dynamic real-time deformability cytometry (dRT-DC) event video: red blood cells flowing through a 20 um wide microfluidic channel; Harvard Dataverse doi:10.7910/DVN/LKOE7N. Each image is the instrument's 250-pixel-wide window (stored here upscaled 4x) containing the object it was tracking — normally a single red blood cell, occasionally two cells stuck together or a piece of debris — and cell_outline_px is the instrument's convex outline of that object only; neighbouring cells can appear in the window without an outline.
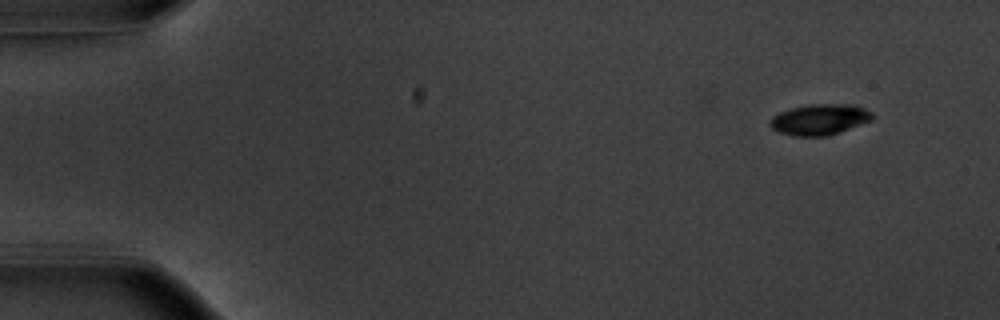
{"species": "common noctule bat (a hibernating species)", "species_latin": "Nyctalus noctula", "temperature_condition": "warm", "stored_images_in_passage": 17, "camera_frame_rate_fps": 3000, "um_per_image_px": 0.085, "animal": {"sex": "male", "body_mass_g": 20.1, "forearm_length_mm": 53.5}, "frame": {"image": 1, "passage_image": 1, "time_ms": 0.0, "image_size_px": [1000, 320], "cell_outline_px": [[876, 116], [872, 120], [828, 136], [792, 136], [780, 132], [772, 128], [772, 116], [780, 112], [792, 108], [808, 104], [852, 104], [864, 108], [872, 112]], "centroid_in_image_um": [69.72, 10.15], "position_along_channel_um": 15.3, "area_um2": 18.32}}
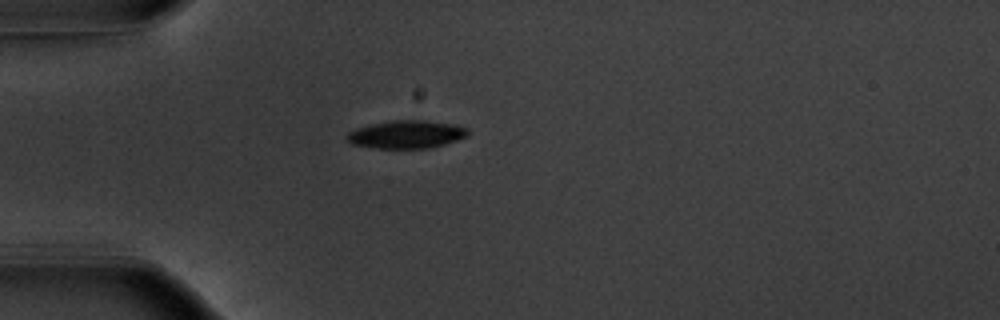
{"frame": {"image": 2, "passage_image": 12, "time_ms": 3.667, "image_size_px": [1000, 320], "cell_outline_px": [[468, 136], [444, 144], [428, 148], [376, 148], [352, 144], [344, 136], [348, 132], [356, 128], [372, 124], [392, 120], [424, 120], [452, 124], [468, 128]], "centroid_in_image_um": [34.53, 11.42], "position_along_channel_um": 50.5, "area_um2": 19.59}}